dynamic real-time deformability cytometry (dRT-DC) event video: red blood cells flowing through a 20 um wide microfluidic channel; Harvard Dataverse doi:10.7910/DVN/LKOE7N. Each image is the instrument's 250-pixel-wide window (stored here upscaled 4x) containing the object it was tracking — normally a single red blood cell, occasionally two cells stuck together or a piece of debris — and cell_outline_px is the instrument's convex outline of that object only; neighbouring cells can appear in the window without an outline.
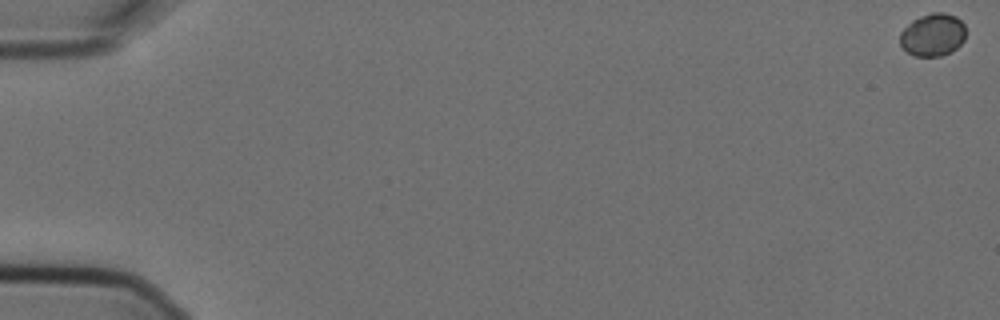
{"species": "Egyptian fruit bat (a non-hibernating species)", "species_latin": "Rousettus aegyptiacus", "temperature_condition": "cold", "stored_images_in_passage": 5, "camera_frame_rate_fps": 3000, "um_per_image_px": 0.085, "animal": {"sex": "female"}, "frame": {"image": 1, "passage_image": 1, "time_ms": 0.0, "image_size_px": [1000, 320], "cell_outline_px": [[964, 40], [952, 52], [940, 56], [916, 56], [908, 52], [900, 44], [900, 32], [912, 20], [920, 16], [932, 12], [944, 12], [956, 16], [964, 24]], "centroid_in_image_um": [79.28, 2.95], "position_along_channel_um": 5.7, "area_um2": 16.36}}